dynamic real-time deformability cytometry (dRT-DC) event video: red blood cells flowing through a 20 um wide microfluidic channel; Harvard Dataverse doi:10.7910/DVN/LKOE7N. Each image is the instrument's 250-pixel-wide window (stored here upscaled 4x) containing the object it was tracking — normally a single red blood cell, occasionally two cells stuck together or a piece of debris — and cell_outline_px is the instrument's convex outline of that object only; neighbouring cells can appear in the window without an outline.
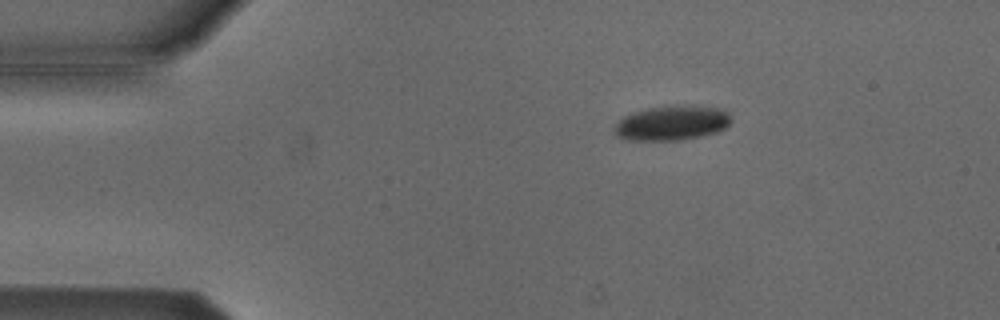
{"species": "Egyptian fruit bat (a non-hibernating species)", "species_latin": "Rousettus aegyptiacus", "temperature_condition": "cold", "stored_images_in_passage": 46, "camera_frame_rate_fps": 3000, "um_per_image_px": 0.085, "animal": {"sex": "male"}, "frame": {"image": 1, "passage_image": 1, "time_ms": 0.0, "image_size_px": [1000, 320], "cell_outline_px": [[732, 120], [724, 128], [716, 132], [700, 136], [680, 140], [628, 140], [616, 136], [612, 128], [624, 116], [632, 112], [644, 108], [676, 104], [692, 104], [724, 108], [728, 112]], "centroid_in_image_um": [57.12, 10.42], "position_along_channel_um": 27.9, "area_um2": 24.22}}
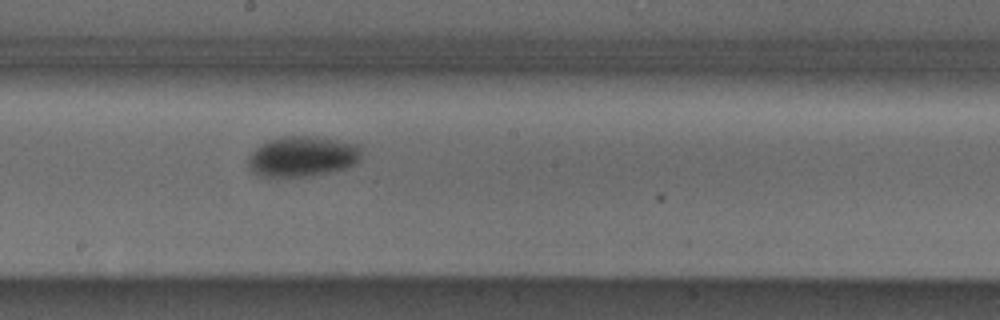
{"frame": {"image": 2, "passage_image": 21, "time_ms": 6.667, "image_size_px": [1000, 320], "cell_outline_px": [[360, 160], [356, 164], [332, 172], [312, 176], [264, 176], [252, 172], [248, 164], [248, 156], [260, 144], [268, 140], [280, 136], [308, 136], [356, 144], [360, 148]], "centroid_in_image_um": [25.68, 13.3], "position_along_channel_um": 222.5, "area_um2": 26.47}}
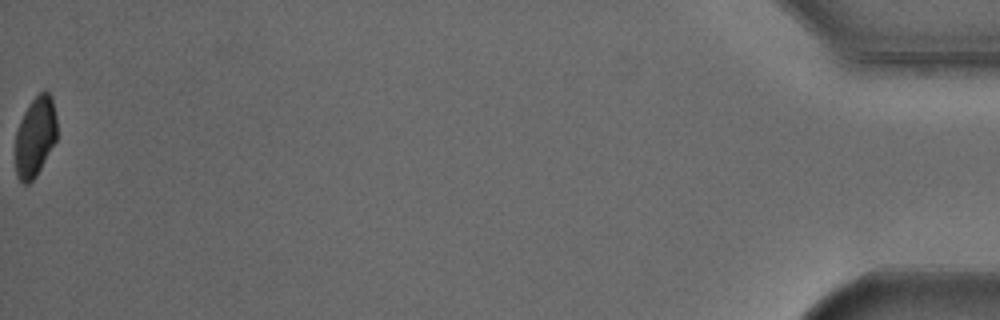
{"frame": {"image": 3, "passage_image": 46, "time_ms": 15.0, "image_size_px": [1000, 320], "cell_outline_px": [[56, 140], [36, 176], [28, 184], [24, 184], [16, 176], [16, 132], [20, 120], [28, 104], [44, 88], [52, 96], [56, 116]], "centroid_in_image_um": [3.0, 11.59], "position_along_channel_um": 432.2, "area_um2": 19.36}, "authors_computed_cell_mechanics": {"area_um2": 24.3916, "velocity_mm_per_s": 3.7911, "shape_relaxation_time_tau1_ms": 2.0961, "shape_relaxation_time_tau2_ms": null, "deformation_change_tau1": 0.0762, "deformation_change_tau2": null}}